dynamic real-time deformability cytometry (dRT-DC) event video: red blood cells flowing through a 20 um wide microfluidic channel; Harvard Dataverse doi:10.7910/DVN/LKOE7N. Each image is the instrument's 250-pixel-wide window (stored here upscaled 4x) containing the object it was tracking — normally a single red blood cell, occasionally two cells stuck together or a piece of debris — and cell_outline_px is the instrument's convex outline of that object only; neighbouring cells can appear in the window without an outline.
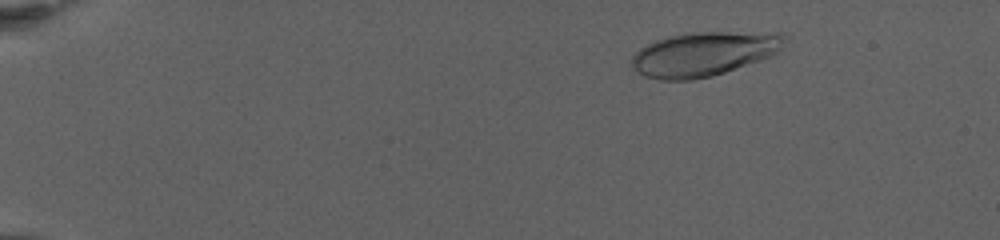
{"species": "human", "species_latin": "Homo sapiens", "temperature_condition": "warm", "stored_images_in_passage": 70, "camera_frame_rate_fps": 3000, "um_per_image_px": 0.085, "donor": {"sex": "female"}, "frame": {"image": 1, "passage_image": 11, "time_ms": 3.333, "image_size_px": [1000, 240], "cell_outline_px": [[788, 40], [772, 56], [712, 76], [692, 80], [660, 80], [644, 76], [636, 72], [628, 64], [632, 56], [640, 48], [656, 40], [668, 36], [688, 32], [784, 32]], "centroid_in_image_um": [59.81, 4.57], "position_along_channel_um": 25.2, "area_um2": 39.88}}
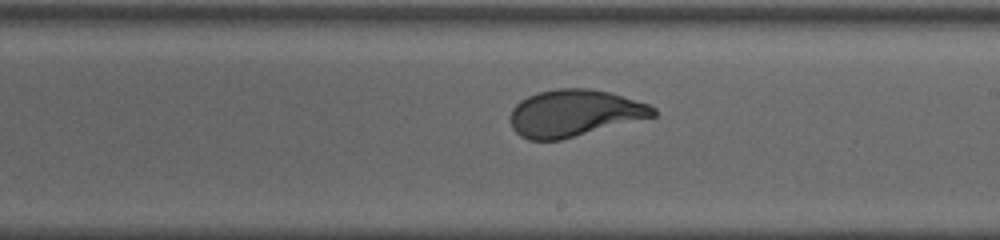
{"frame": {"image": 2, "passage_image": 46, "time_ms": 15.0, "image_size_px": [1000, 240], "cell_outline_px": [[656, 116], [560, 140], [528, 140], [520, 136], [512, 128], [508, 116], [512, 108], [520, 100], [528, 96], [540, 92], [556, 88], [588, 88], [608, 92], [648, 104], [656, 108]], "centroid_in_image_um": [48.78, 9.62], "position_along_channel_um": 240.2, "area_um2": 39.02}}
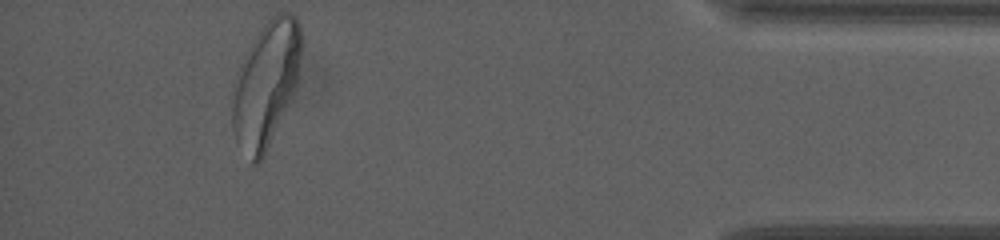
{"frame": {"image": 3, "passage_image": 69, "time_ms": 22.667, "image_size_px": [1000, 240], "cell_outline_px": [[300, 76], [292, 96], [264, 156], [260, 164], [252, 164], [236, 144], [232, 128], [232, 80], [244, 52], [252, 40], [264, 24], [272, 16], [280, 12], [288, 12], [296, 16], [300, 24]], "centroid_in_image_um": [22.56, 7.16], "position_along_channel_um": 412.6, "area_um2": 51.1}, "authors_computed_cell_mechanics": {"area_um2": 39.5352, "velocity_mm_per_s": 2.8434, "shape_relaxation_time_tau1_ms": 4.9584, "shape_relaxation_time_tau2_ms": null, "deformation_change_tau1": 0.2083, "deformation_change_tau2": null}}